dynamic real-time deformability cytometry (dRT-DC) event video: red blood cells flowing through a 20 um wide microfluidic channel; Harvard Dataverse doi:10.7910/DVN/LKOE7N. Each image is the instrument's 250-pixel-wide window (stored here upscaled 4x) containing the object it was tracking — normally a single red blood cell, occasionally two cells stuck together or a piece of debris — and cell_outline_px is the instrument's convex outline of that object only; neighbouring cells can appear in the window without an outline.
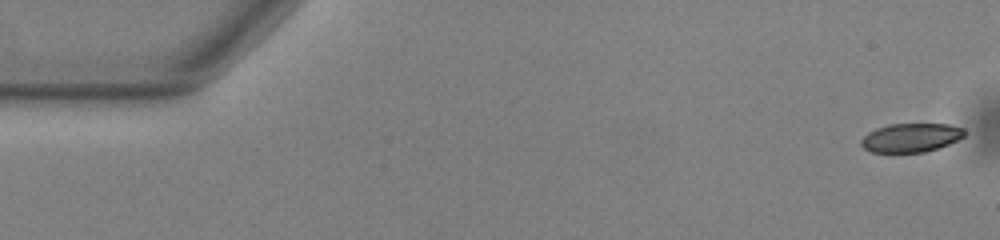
{"species": "common noctule bat (a hibernating species)", "species_latin": "Nyctalus noctula", "temperature_condition": "warm", "stored_images_in_passage": 54, "camera_frame_rate_fps": 3000, "um_per_image_px": 0.085, "animal": {"sex": "male", "body_mass_g": 13.0, "forearm_length_mm": 53.1}, "frame": {"image": 1, "passage_image": 1, "time_ms": 0.0, "image_size_px": [1000, 240], "cell_outline_px": [[964, 136], [948, 144], [924, 152], [872, 152], [864, 148], [860, 144], [860, 140], [868, 132], [876, 128], [888, 124], [948, 124], [964, 128]], "centroid_in_image_um": [77.39, 11.69], "position_along_channel_um": 7.6, "area_um2": 17.22}}
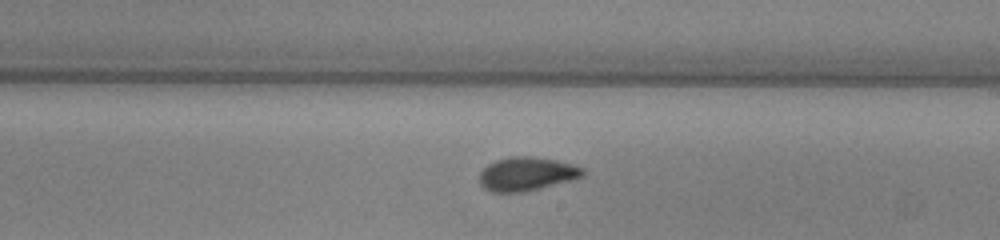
{"frame": {"image": 2, "passage_image": 31, "time_ms": 10.0, "image_size_px": [1000, 240], "cell_outline_px": [[584, 176], [540, 188], [524, 192], [492, 192], [484, 188], [480, 184], [480, 172], [488, 164], [496, 160], [508, 156], [532, 156], [556, 160], [572, 164], [584, 168]], "centroid_in_image_um": [44.75, 14.77], "position_along_channel_um": 244.2, "area_um2": 20.23}}
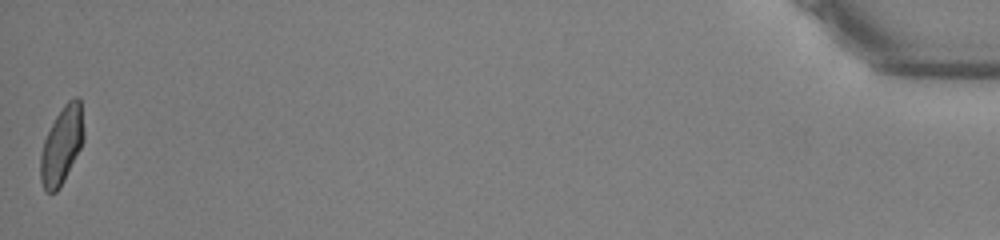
{"frame": {"image": 3, "passage_image": 54, "time_ms": 17.667, "image_size_px": [1000, 240], "cell_outline_px": [[84, 140], [60, 188], [56, 192], [44, 192], [40, 180], [40, 156], [44, 140], [56, 116], [64, 104], [68, 100], [76, 96], [80, 96], [84, 132]], "centroid_in_image_um": [5.24, 12.35], "position_along_channel_um": 430.0, "area_um2": 19.54}, "authors_computed_cell_mechanics": {"area_um2": 19.4786, "velocity_mm_per_s": 3.7718, "shape_relaxation_time_tau1_ms": 4.3638, "shape_relaxation_time_tau2_ms": 1.2188, "deformation_change_tau1": 0.1318, "deformation_change_tau2": 0.0515}}